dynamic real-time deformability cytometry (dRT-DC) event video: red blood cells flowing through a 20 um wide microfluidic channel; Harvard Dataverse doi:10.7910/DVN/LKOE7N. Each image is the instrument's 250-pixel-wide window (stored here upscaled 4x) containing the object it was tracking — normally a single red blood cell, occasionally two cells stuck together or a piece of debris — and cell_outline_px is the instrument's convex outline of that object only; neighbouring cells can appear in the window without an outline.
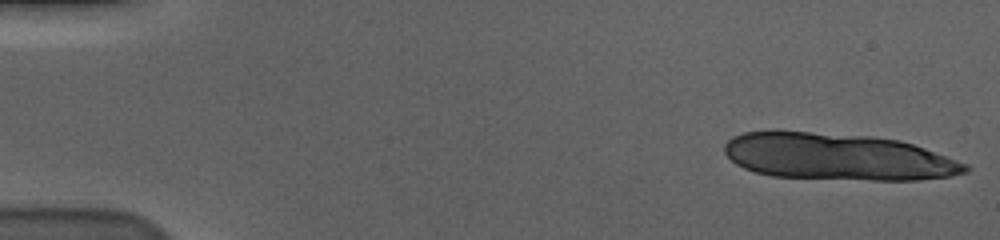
{"species": "human", "species_latin": "Homo sapiens", "temperature_condition": "cold", "stored_images_in_passage": 15, "camera_frame_rate_fps": 3000, "um_per_image_px": 0.085, "donor": {"sex": "male"}, "frame": {"image": 1, "passage_image": 1, "time_ms": 0.0, "image_size_px": [1000, 240], "cell_outline_px": [[968, 172], [948, 176], [916, 180], [872, 180], [772, 176], [756, 172], [744, 168], [736, 164], [724, 152], [724, 144], [732, 136], [744, 132], [808, 132], [868, 136], [900, 140], [924, 148], [968, 164]], "centroid_in_image_um": [71.21, 13.33], "position_along_channel_um": 13.8, "area_um2": 64.97}}